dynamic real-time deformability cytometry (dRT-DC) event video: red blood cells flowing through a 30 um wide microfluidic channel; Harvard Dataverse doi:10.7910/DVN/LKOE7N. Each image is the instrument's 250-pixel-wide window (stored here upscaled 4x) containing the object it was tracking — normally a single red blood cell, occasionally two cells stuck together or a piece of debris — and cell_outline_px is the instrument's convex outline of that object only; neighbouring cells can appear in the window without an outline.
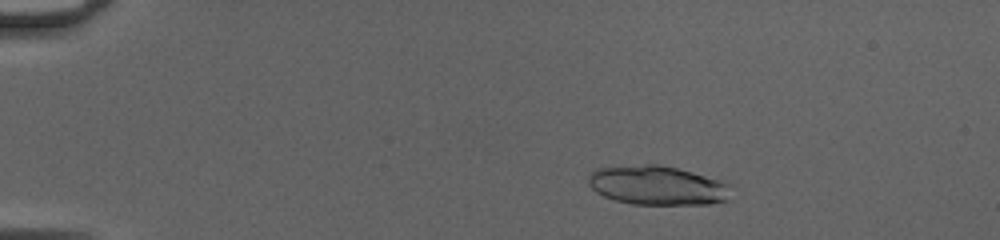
{"species": "common noctule bat (a hibernating species)", "species_latin": "Nyctalus noctula", "temperature_condition": "cold", "stored_images_in_passage": 49, "camera_frame_rate_fps": 3000, "um_per_image_px": 0.085, "animal": {"sex": "female", "body_mass_g": 20.0, "forearm_length_mm": 54.0}, "frame": {"image": 1, "passage_image": 8, "time_ms": 2.333, "image_size_px": [1000, 240], "cell_outline_px": [[728, 200], [708, 204], [632, 204], [616, 200], [604, 196], [596, 192], [588, 184], [588, 176], [596, 168], [644, 164], [656, 164], [676, 168], [692, 172], [728, 184]], "centroid_in_image_um": [55.8, 15.76], "position_along_channel_um": 29.2, "area_um2": 32.14}}